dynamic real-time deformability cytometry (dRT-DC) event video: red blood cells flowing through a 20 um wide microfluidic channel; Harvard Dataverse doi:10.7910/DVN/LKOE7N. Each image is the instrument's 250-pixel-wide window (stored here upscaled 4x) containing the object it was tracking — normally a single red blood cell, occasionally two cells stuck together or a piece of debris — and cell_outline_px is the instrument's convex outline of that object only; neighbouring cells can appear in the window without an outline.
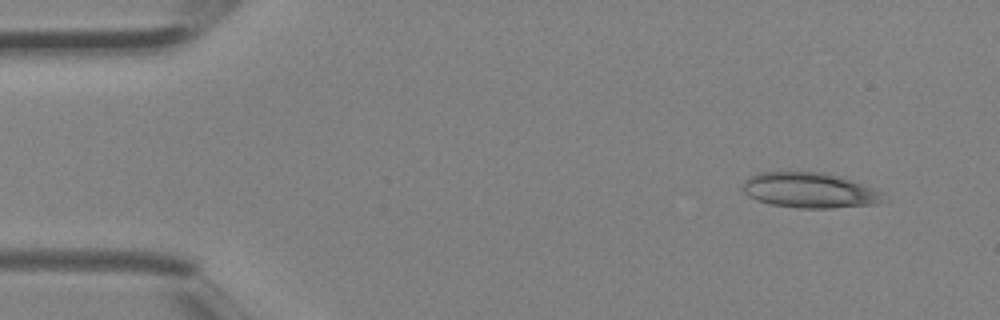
{"species": "Egyptian fruit bat (a non-hibernating species)", "species_latin": "Rousettus aegyptiacus", "temperature_condition": "room temperature", "stored_images_in_passage": 4, "camera_frame_rate_fps": 3000, "um_per_image_px": 0.085, "animal": {"sex": "female"}, "frame": {"image": 1, "passage_image": 1, "time_ms": 0.0, "image_size_px": [1000, 320], "cell_outline_px": [[880, 200], [876, 204], [832, 208], [796, 208], [768, 204], [756, 200], [748, 196], [744, 192], [744, 180], [748, 176], [760, 172], [824, 172], [840, 176], [852, 180], [872, 188], [880, 192]], "centroid_in_image_um": [68.73, 16.17], "position_along_channel_um": 16.3, "area_um2": 28.78}}
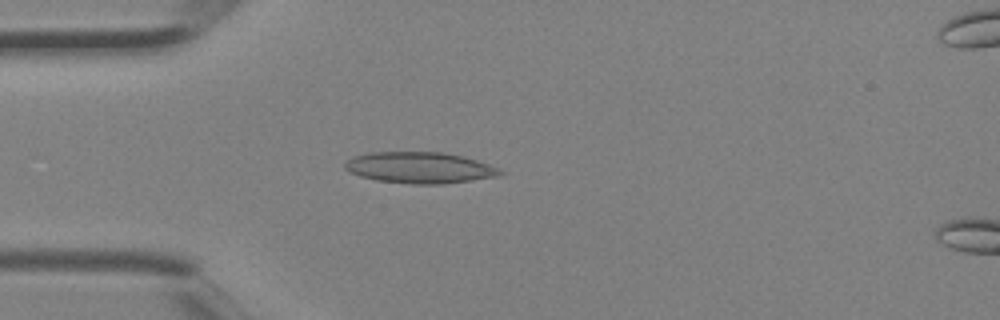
{"frame": {"image": 2, "passage_image": 3, "time_ms": 0.667, "image_size_px": [1000, 320], "cell_outline_px": [[504, 172], [500, 176], [472, 180], [440, 184], [412, 184], [376, 180], [360, 176], [348, 172], [344, 168], [344, 160], [352, 156], [368, 152], [444, 152], [464, 156], [488, 164]], "centroid_in_image_um": [35.61, 14.24], "position_along_channel_um": 49.4, "area_um2": 28.44}}